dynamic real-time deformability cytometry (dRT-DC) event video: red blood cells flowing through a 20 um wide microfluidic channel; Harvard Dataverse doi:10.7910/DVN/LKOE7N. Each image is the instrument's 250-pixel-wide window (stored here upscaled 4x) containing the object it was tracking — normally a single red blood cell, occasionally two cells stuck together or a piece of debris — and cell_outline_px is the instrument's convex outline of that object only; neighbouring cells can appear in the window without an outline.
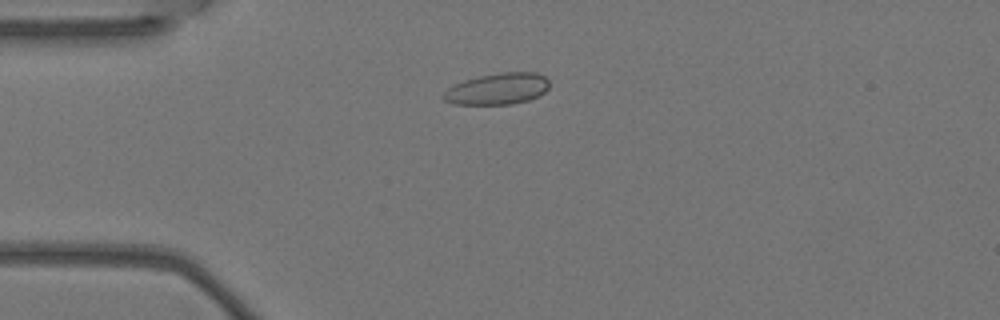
{"species": "Egyptian fruit bat (a non-hibernating species)", "species_latin": "Rousettus aegyptiacus", "temperature_condition": "warm", "stored_images_in_passage": 5, "camera_frame_rate_fps": 3000, "um_per_image_px": 0.085, "animal": {"sex": "female"}, "frame": {"image": 1, "passage_image": 1, "time_ms": 0.0, "image_size_px": [1000, 320], "cell_outline_px": [[548, 88], [540, 96], [528, 100], [512, 104], [452, 104], [444, 100], [440, 96], [448, 88], [464, 80], [480, 76], [500, 72], [536, 72], [544, 76], [548, 80]], "centroid_in_image_um": [42.28, 7.55], "position_along_channel_um": 42.7, "area_um2": 19.42}}
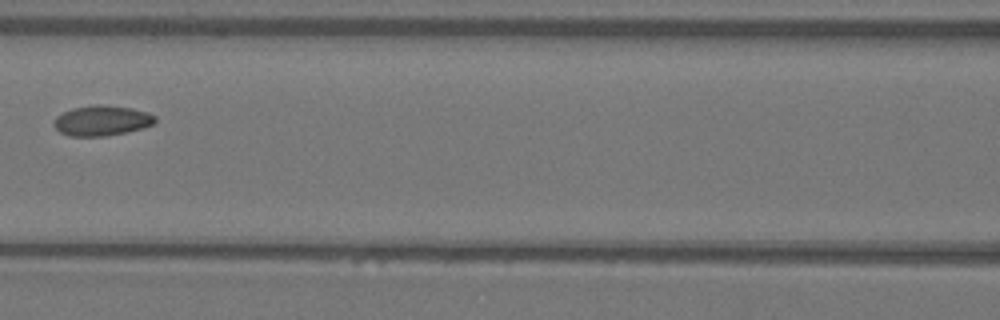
{"frame": {"image": 2, "passage_image": 4, "time_ms": 1.0, "image_size_px": [1000, 320], "cell_outline_px": [[156, 120], [152, 124], [144, 128], [104, 136], [68, 136], [60, 132], [52, 124], [56, 116], [72, 108], [96, 104], [104, 104], [132, 108], [148, 112], [156, 116]], "centroid_in_image_um": [8.65, 10.24], "position_along_channel_um": 158.0, "area_um2": 17.92}}
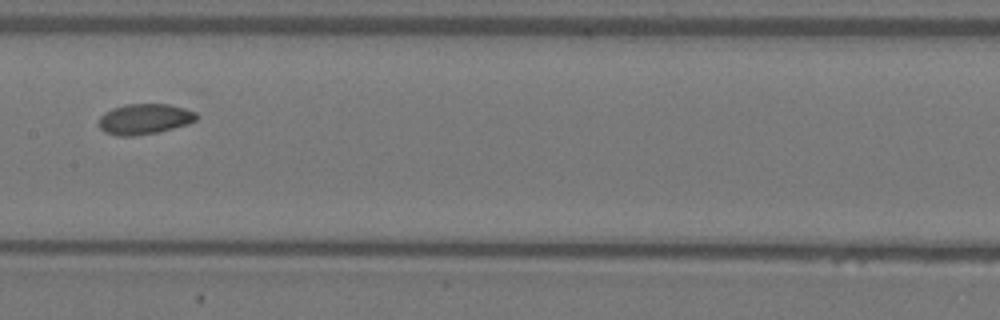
{"frame": {"image": 3, "passage_image": 5, "time_ms": 1.333, "image_size_px": [1000, 320], "cell_outline_px": [[196, 120], [188, 124], [156, 132], [132, 136], [120, 136], [104, 132], [100, 128], [100, 116], [104, 112], [112, 108], [124, 104], [168, 104], [184, 108], [196, 112]], "centroid_in_image_um": [12.26, 10.1], "position_along_channel_um": 195.1, "area_um2": 17.22}}